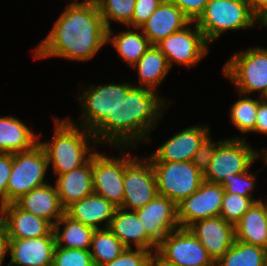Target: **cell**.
Wrapping results in <instances>:
<instances>
[{
	"label": "cell",
	"mask_w": 267,
	"mask_h": 266,
	"mask_svg": "<svg viewBox=\"0 0 267 266\" xmlns=\"http://www.w3.org/2000/svg\"><path fill=\"white\" fill-rule=\"evenodd\" d=\"M256 198L243 197L238 194L224 192L220 216L227 222L235 226L257 201Z\"/></svg>",
	"instance_id": "836d02e7"
},
{
	"label": "cell",
	"mask_w": 267,
	"mask_h": 266,
	"mask_svg": "<svg viewBox=\"0 0 267 266\" xmlns=\"http://www.w3.org/2000/svg\"><path fill=\"white\" fill-rule=\"evenodd\" d=\"M55 236L10 240L7 266H52Z\"/></svg>",
	"instance_id": "d6986e66"
},
{
	"label": "cell",
	"mask_w": 267,
	"mask_h": 266,
	"mask_svg": "<svg viewBox=\"0 0 267 266\" xmlns=\"http://www.w3.org/2000/svg\"><path fill=\"white\" fill-rule=\"evenodd\" d=\"M150 162L158 194L172 200L176 205L195 193L204 181V174L192 162Z\"/></svg>",
	"instance_id": "52a82bcc"
},
{
	"label": "cell",
	"mask_w": 267,
	"mask_h": 266,
	"mask_svg": "<svg viewBox=\"0 0 267 266\" xmlns=\"http://www.w3.org/2000/svg\"><path fill=\"white\" fill-rule=\"evenodd\" d=\"M191 25L194 27L190 28ZM208 45L196 22H190L183 29L168 35L156 44L166 56L170 68L174 62L189 68L197 65L208 54Z\"/></svg>",
	"instance_id": "30bf717a"
},
{
	"label": "cell",
	"mask_w": 267,
	"mask_h": 266,
	"mask_svg": "<svg viewBox=\"0 0 267 266\" xmlns=\"http://www.w3.org/2000/svg\"><path fill=\"white\" fill-rule=\"evenodd\" d=\"M151 266H172L163 262L155 253L151 261Z\"/></svg>",
	"instance_id": "f6af8a7d"
},
{
	"label": "cell",
	"mask_w": 267,
	"mask_h": 266,
	"mask_svg": "<svg viewBox=\"0 0 267 266\" xmlns=\"http://www.w3.org/2000/svg\"><path fill=\"white\" fill-rule=\"evenodd\" d=\"M9 243L10 239L8 234L4 228V226L0 223V266H2L5 255L9 252Z\"/></svg>",
	"instance_id": "ee69618b"
},
{
	"label": "cell",
	"mask_w": 267,
	"mask_h": 266,
	"mask_svg": "<svg viewBox=\"0 0 267 266\" xmlns=\"http://www.w3.org/2000/svg\"><path fill=\"white\" fill-rule=\"evenodd\" d=\"M163 1L164 0H136L131 20L132 28H141Z\"/></svg>",
	"instance_id": "f35d334b"
},
{
	"label": "cell",
	"mask_w": 267,
	"mask_h": 266,
	"mask_svg": "<svg viewBox=\"0 0 267 266\" xmlns=\"http://www.w3.org/2000/svg\"><path fill=\"white\" fill-rule=\"evenodd\" d=\"M0 223L10 240L54 236L50 222L21 209L15 202L0 207Z\"/></svg>",
	"instance_id": "2e32d148"
},
{
	"label": "cell",
	"mask_w": 267,
	"mask_h": 266,
	"mask_svg": "<svg viewBox=\"0 0 267 266\" xmlns=\"http://www.w3.org/2000/svg\"><path fill=\"white\" fill-rule=\"evenodd\" d=\"M164 104L157 91L133 84L124 99L92 133L98 144H112L120 147L123 150L121 154H125L124 151L138 141L151 142L148 134L162 117Z\"/></svg>",
	"instance_id": "7a4b0ae2"
},
{
	"label": "cell",
	"mask_w": 267,
	"mask_h": 266,
	"mask_svg": "<svg viewBox=\"0 0 267 266\" xmlns=\"http://www.w3.org/2000/svg\"><path fill=\"white\" fill-rule=\"evenodd\" d=\"M132 67L138 71L140 85L137 87H146L153 91H157L156 87L171 69L166 56L156 45H151Z\"/></svg>",
	"instance_id": "4316f807"
},
{
	"label": "cell",
	"mask_w": 267,
	"mask_h": 266,
	"mask_svg": "<svg viewBox=\"0 0 267 266\" xmlns=\"http://www.w3.org/2000/svg\"><path fill=\"white\" fill-rule=\"evenodd\" d=\"M56 190L62 204L66 209L94 192L92 180V158L81 167L68 173L58 175Z\"/></svg>",
	"instance_id": "cb8c5ba5"
},
{
	"label": "cell",
	"mask_w": 267,
	"mask_h": 266,
	"mask_svg": "<svg viewBox=\"0 0 267 266\" xmlns=\"http://www.w3.org/2000/svg\"><path fill=\"white\" fill-rule=\"evenodd\" d=\"M41 136L13 116L0 117V153H18L32 149Z\"/></svg>",
	"instance_id": "484cf974"
},
{
	"label": "cell",
	"mask_w": 267,
	"mask_h": 266,
	"mask_svg": "<svg viewBox=\"0 0 267 266\" xmlns=\"http://www.w3.org/2000/svg\"><path fill=\"white\" fill-rule=\"evenodd\" d=\"M90 254L94 266H102L116 259L126 247L108 229H96L92 236Z\"/></svg>",
	"instance_id": "f546056e"
},
{
	"label": "cell",
	"mask_w": 267,
	"mask_h": 266,
	"mask_svg": "<svg viewBox=\"0 0 267 266\" xmlns=\"http://www.w3.org/2000/svg\"><path fill=\"white\" fill-rule=\"evenodd\" d=\"M253 14L262 22L267 17V0H247Z\"/></svg>",
	"instance_id": "7bdbcfd3"
},
{
	"label": "cell",
	"mask_w": 267,
	"mask_h": 266,
	"mask_svg": "<svg viewBox=\"0 0 267 266\" xmlns=\"http://www.w3.org/2000/svg\"><path fill=\"white\" fill-rule=\"evenodd\" d=\"M154 254L144 249L126 248L116 259L102 266H151Z\"/></svg>",
	"instance_id": "8d00e7d4"
},
{
	"label": "cell",
	"mask_w": 267,
	"mask_h": 266,
	"mask_svg": "<svg viewBox=\"0 0 267 266\" xmlns=\"http://www.w3.org/2000/svg\"><path fill=\"white\" fill-rule=\"evenodd\" d=\"M267 249L235 240L215 266H263Z\"/></svg>",
	"instance_id": "4dcf8cb0"
},
{
	"label": "cell",
	"mask_w": 267,
	"mask_h": 266,
	"mask_svg": "<svg viewBox=\"0 0 267 266\" xmlns=\"http://www.w3.org/2000/svg\"><path fill=\"white\" fill-rule=\"evenodd\" d=\"M15 203L21 209L45 219L52 225L65 214L56 187L49 183L22 195Z\"/></svg>",
	"instance_id": "7402d4cb"
},
{
	"label": "cell",
	"mask_w": 267,
	"mask_h": 266,
	"mask_svg": "<svg viewBox=\"0 0 267 266\" xmlns=\"http://www.w3.org/2000/svg\"><path fill=\"white\" fill-rule=\"evenodd\" d=\"M155 254L172 266H215L206 249L188 228L170 232Z\"/></svg>",
	"instance_id": "9c48e42d"
},
{
	"label": "cell",
	"mask_w": 267,
	"mask_h": 266,
	"mask_svg": "<svg viewBox=\"0 0 267 266\" xmlns=\"http://www.w3.org/2000/svg\"><path fill=\"white\" fill-rule=\"evenodd\" d=\"M264 160H265V164H267V150H266V153L262 154Z\"/></svg>",
	"instance_id": "bcb514c9"
},
{
	"label": "cell",
	"mask_w": 267,
	"mask_h": 266,
	"mask_svg": "<svg viewBox=\"0 0 267 266\" xmlns=\"http://www.w3.org/2000/svg\"><path fill=\"white\" fill-rule=\"evenodd\" d=\"M117 207L107 199L92 193L87 197L72 203L65 209V214L71 219L81 222L91 228L101 229L98 224L106 221L104 228H108Z\"/></svg>",
	"instance_id": "603a6c76"
},
{
	"label": "cell",
	"mask_w": 267,
	"mask_h": 266,
	"mask_svg": "<svg viewBox=\"0 0 267 266\" xmlns=\"http://www.w3.org/2000/svg\"><path fill=\"white\" fill-rule=\"evenodd\" d=\"M222 141L223 140L216 143L212 142L211 137L209 135L200 145L196 153L193 155L191 162L203 174L209 168L214 152Z\"/></svg>",
	"instance_id": "74e56055"
},
{
	"label": "cell",
	"mask_w": 267,
	"mask_h": 266,
	"mask_svg": "<svg viewBox=\"0 0 267 266\" xmlns=\"http://www.w3.org/2000/svg\"><path fill=\"white\" fill-rule=\"evenodd\" d=\"M135 211L146 235L157 246L170 232L180 228L176 204L165 196L158 194L151 202Z\"/></svg>",
	"instance_id": "9a60e30c"
},
{
	"label": "cell",
	"mask_w": 267,
	"mask_h": 266,
	"mask_svg": "<svg viewBox=\"0 0 267 266\" xmlns=\"http://www.w3.org/2000/svg\"><path fill=\"white\" fill-rule=\"evenodd\" d=\"M190 22L176 5L164 0L141 28L134 29H141L150 43L156 45L168 35L183 29Z\"/></svg>",
	"instance_id": "ffe728a7"
},
{
	"label": "cell",
	"mask_w": 267,
	"mask_h": 266,
	"mask_svg": "<svg viewBox=\"0 0 267 266\" xmlns=\"http://www.w3.org/2000/svg\"><path fill=\"white\" fill-rule=\"evenodd\" d=\"M63 225V232L60 228ZM95 229L71 219L64 214L54 225L53 233L57 247L90 250Z\"/></svg>",
	"instance_id": "83f0119b"
},
{
	"label": "cell",
	"mask_w": 267,
	"mask_h": 266,
	"mask_svg": "<svg viewBox=\"0 0 267 266\" xmlns=\"http://www.w3.org/2000/svg\"><path fill=\"white\" fill-rule=\"evenodd\" d=\"M111 29L107 30V43L113 45L123 61L131 67L145 54V51L152 45L143 31L127 30L117 35H112Z\"/></svg>",
	"instance_id": "f1b7e54d"
},
{
	"label": "cell",
	"mask_w": 267,
	"mask_h": 266,
	"mask_svg": "<svg viewBox=\"0 0 267 266\" xmlns=\"http://www.w3.org/2000/svg\"><path fill=\"white\" fill-rule=\"evenodd\" d=\"M262 99L267 103V92L262 96Z\"/></svg>",
	"instance_id": "c3c4849f"
},
{
	"label": "cell",
	"mask_w": 267,
	"mask_h": 266,
	"mask_svg": "<svg viewBox=\"0 0 267 266\" xmlns=\"http://www.w3.org/2000/svg\"><path fill=\"white\" fill-rule=\"evenodd\" d=\"M78 127L70 118L63 120L55 118V132L51 141H39L46 153L49 166L53 165L56 176L81 167L95 154L90 150L92 145L89 147L88 144L89 140L98 144L93 133L82 126Z\"/></svg>",
	"instance_id": "3957f363"
},
{
	"label": "cell",
	"mask_w": 267,
	"mask_h": 266,
	"mask_svg": "<svg viewBox=\"0 0 267 266\" xmlns=\"http://www.w3.org/2000/svg\"><path fill=\"white\" fill-rule=\"evenodd\" d=\"M257 21L261 24L247 0H209L196 24L211 43L223 32L251 28Z\"/></svg>",
	"instance_id": "277c9868"
},
{
	"label": "cell",
	"mask_w": 267,
	"mask_h": 266,
	"mask_svg": "<svg viewBox=\"0 0 267 266\" xmlns=\"http://www.w3.org/2000/svg\"><path fill=\"white\" fill-rule=\"evenodd\" d=\"M12 165L13 154L0 153V207L6 205V190Z\"/></svg>",
	"instance_id": "60d3db41"
},
{
	"label": "cell",
	"mask_w": 267,
	"mask_h": 266,
	"mask_svg": "<svg viewBox=\"0 0 267 266\" xmlns=\"http://www.w3.org/2000/svg\"><path fill=\"white\" fill-rule=\"evenodd\" d=\"M133 85L130 83L107 84L93 86L79 98L81 102V120L78 125L93 132L106 118L113 109L124 99L126 92Z\"/></svg>",
	"instance_id": "7c38bea8"
},
{
	"label": "cell",
	"mask_w": 267,
	"mask_h": 266,
	"mask_svg": "<svg viewBox=\"0 0 267 266\" xmlns=\"http://www.w3.org/2000/svg\"><path fill=\"white\" fill-rule=\"evenodd\" d=\"M105 27L111 29L110 20L131 26L136 0H95Z\"/></svg>",
	"instance_id": "1f68e13d"
},
{
	"label": "cell",
	"mask_w": 267,
	"mask_h": 266,
	"mask_svg": "<svg viewBox=\"0 0 267 266\" xmlns=\"http://www.w3.org/2000/svg\"><path fill=\"white\" fill-rule=\"evenodd\" d=\"M224 192L221 184L204 180L195 193L176 205L180 228H188L198 220L220 216Z\"/></svg>",
	"instance_id": "5bb4252c"
},
{
	"label": "cell",
	"mask_w": 267,
	"mask_h": 266,
	"mask_svg": "<svg viewBox=\"0 0 267 266\" xmlns=\"http://www.w3.org/2000/svg\"><path fill=\"white\" fill-rule=\"evenodd\" d=\"M258 99L241 98L230 109V119L241 133L255 129Z\"/></svg>",
	"instance_id": "d6a6232c"
},
{
	"label": "cell",
	"mask_w": 267,
	"mask_h": 266,
	"mask_svg": "<svg viewBox=\"0 0 267 266\" xmlns=\"http://www.w3.org/2000/svg\"><path fill=\"white\" fill-rule=\"evenodd\" d=\"M263 266H267V259L265 260Z\"/></svg>",
	"instance_id": "681fc988"
},
{
	"label": "cell",
	"mask_w": 267,
	"mask_h": 266,
	"mask_svg": "<svg viewBox=\"0 0 267 266\" xmlns=\"http://www.w3.org/2000/svg\"><path fill=\"white\" fill-rule=\"evenodd\" d=\"M259 155V151L251 148L245 139H225L216 148L204 180L220 184L227 175L246 172Z\"/></svg>",
	"instance_id": "ba28073f"
},
{
	"label": "cell",
	"mask_w": 267,
	"mask_h": 266,
	"mask_svg": "<svg viewBox=\"0 0 267 266\" xmlns=\"http://www.w3.org/2000/svg\"><path fill=\"white\" fill-rule=\"evenodd\" d=\"M131 155L123 157L106 156L98 153L92 156V180L94 193L107 199L117 208L122 207L124 195L125 166L133 159Z\"/></svg>",
	"instance_id": "8fae6325"
},
{
	"label": "cell",
	"mask_w": 267,
	"mask_h": 266,
	"mask_svg": "<svg viewBox=\"0 0 267 266\" xmlns=\"http://www.w3.org/2000/svg\"><path fill=\"white\" fill-rule=\"evenodd\" d=\"M129 211L117 208L108 229L126 248H132L131 243H135L136 249H144L150 252H153V249H155L157 251L158 246L146 235V231L136 211Z\"/></svg>",
	"instance_id": "44dd1931"
},
{
	"label": "cell",
	"mask_w": 267,
	"mask_h": 266,
	"mask_svg": "<svg viewBox=\"0 0 267 266\" xmlns=\"http://www.w3.org/2000/svg\"><path fill=\"white\" fill-rule=\"evenodd\" d=\"M188 229L216 263L234 244L235 226L221 216L195 221Z\"/></svg>",
	"instance_id": "e0dca14e"
},
{
	"label": "cell",
	"mask_w": 267,
	"mask_h": 266,
	"mask_svg": "<svg viewBox=\"0 0 267 266\" xmlns=\"http://www.w3.org/2000/svg\"><path fill=\"white\" fill-rule=\"evenodd\" d=\"M223 71L235 84L240 97L255 91L262 97L267 92V49L255 47L240 51L227 61Z\"/></svg>",
	"instance_id": "5b68a950"
},
{
	"label": "cell",
	"mask_w": 267,
	"mask_h": 266,
	"mask_svg": "<svg viewBox=\"0 0 267 266\" xmlns=\"http://www.w3.org/2000/svg\"><path fill=\"white\" fill-rule=\"evenodd\" d=\"M107 43V28L95 0L71 2L48 36L36 47L35 59L62 57L87 61Z\"/></svg>",
	"instance_id": "6da1fadb"
},
{
	"label": "cell",
	"mask_w": 267,
	"mask_h": 266,
	"mask_svg": "<svg viewBox=\"0 0 267 266\" xmlns=\"http://www.w3.org/2000/svg\"><path fill=\"white\" fill-rule=\"evenodd\" d=\"M52 266H94L89 250L55 246Z\"/></svg>",
	"instance_id": "e575fe53"
},
{
	"label": "cell",
	"mask_w": 267,
	"mask_h": 266,
	"mask_svg": "<svg viewBox=\"0 0 267 266\" xmlns=\"http://www.w3.org/2000/svg\"><path fill=\"white\" fill-rule=\"evenodd\" d=\"M176 5L185 16L191 21L196 22L205 10L209 0H168Z\"/></svg>",
	"instance_id": "ab89813d"
},
{
	"label": "cell",
	"mask_w": 267,
	"mask_h": 266,
	"mask_svg": "<svg viewBox=\"0 0 267 266\" xmlns=\"http://www.w3.org/2000/svg\"><path fill=\"white\" fill-rule=\"evenodd\" d=\"M262 24L267 27V17L261 22V25Z\"/></svg>",
	"instance_id": "7dc6e473"
},
{
	"label": "cell",
	"mask_w": 267,
	"mask_h": 266,
	"mask_svg": "<svg viewBox=\"0 0 267 266\" xmlns=\"http://www.w3.org/2000/svg\"><path fill=\"white\" fill-rule=\"evenodd\" d=\"M249 169L241 174L227 175L220 183L226 193L238 194L252 198L251 191L254 189L256 175L249 174Z\"/></svg>",
	"instance_id": "d590c367"
},
{
	"label": "cell",
	"mask_w": 267,
	"mask_h": 266,
	"mask_svg": "<svg viewBox=\"0 0 267 266\" xmlns=\"http://www.w3.org/2000/svg\"><path fill=\"white\" fill-rule=\"evenodd\" d=\"M235 237L267 249V210L263 200L255 202L235 225Z\"/></svg>",
	"instance_id": "d4e9b609"
},
{
	"label": "cell",
	"mask_w": 267,
	"mask_h": 266,
	"mask_svg": "<svg viewBox=\"0 0 267 266\" xmlns=\"http://www.w3.org/2000/svg\"><path fill=\"white\" fill-rule=\"evenodd\" d=\"M49 167L46 153L38 143L32 149L13 154L12 171L6 190V205L31 190L44 186Z\"/></svg>",
	"instance_id": "8992f818"
},
{
	"label": "cell",
	"mask_w": 267,
	"mask_h": 266,
	"mask_svg": "<svg viewBox=\"0 0 267 266\" xmlns=\"http://www.w3.org/2000/svg\"><path fill=\"white\" fill-rule=\"evenodd\" d=\"M157 195L158 188L150 160L147 157H134L125 166L121 208L135 211L151 202Z\"/></svg>",
	"instance_id": "4fadbf2b"
},
{
	"label": "cell",
	"mask_w": 267,
	"mask_h": 266,
	"mask_svg": "<svg viewBox=\"0 0 267 266\" xmlns=\"http://www.w3.org/2000/svg\"><path fill=\"white\" fill-rule=\"evenodd\" d=\"M209 134L207 127L194 125L185 128L167 140L147 158L150 161L191 162L193 155Z\"/></svg>",
	"instance_id": "ac0fdd59"
},
{
	"label": "cell",
	"mask_w": 267,
	"mask_h": 266,
	"mask_svg": "<svg viewBox=\"0 0 267 266\" xmlns=\"http://www.w3.org/2000/svg\"><path fill=\"white\" fill-rule=\"evenodd\" d=\"M252 132H259L267 135V103L258 99V111L256 115L255 129Z\"/></svg>",
	"instance_id": "b9f144b4"
}]
</instances>
